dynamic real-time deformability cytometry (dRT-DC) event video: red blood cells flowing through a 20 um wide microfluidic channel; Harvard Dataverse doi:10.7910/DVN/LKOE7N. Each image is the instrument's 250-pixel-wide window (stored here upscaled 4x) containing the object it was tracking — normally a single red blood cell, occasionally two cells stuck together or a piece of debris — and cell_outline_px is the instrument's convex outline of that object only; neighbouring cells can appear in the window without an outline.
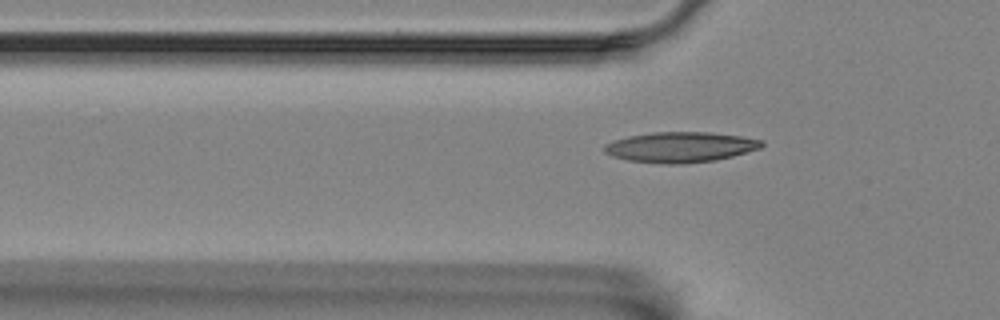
{"species": "Egyptian fruit bat (a non-hibernating species)", "species_latin": "Rousettus aegyptiacus", "temperature_condition": "room temperature", "stored_images_in_passage": 8, "segment_of_instrument_passage": [2, 2], "camera_frame_rate_fps": 3000, "um_per_image_px": 0.085, "animal": {"sex": "female"}, "frame": {"image": 1, "passage_image": 8, "time_ms": 2.333, "image_size_px": [1000, 320], "cell_outline_px": [[764, 144], [760, 148], [732, 156], [716, 160], [684, 164], [664, 164], [628, 160], [612, 156], [604, 152], [604, 144], [612, 140], [628, 136], [652, 132], [708, 132], [740, 136], [764, 140]], "centroid_in_image_um": [57.81, 12.5], "position_along_channel_um": 68.0, "area_um2": 27.98}}